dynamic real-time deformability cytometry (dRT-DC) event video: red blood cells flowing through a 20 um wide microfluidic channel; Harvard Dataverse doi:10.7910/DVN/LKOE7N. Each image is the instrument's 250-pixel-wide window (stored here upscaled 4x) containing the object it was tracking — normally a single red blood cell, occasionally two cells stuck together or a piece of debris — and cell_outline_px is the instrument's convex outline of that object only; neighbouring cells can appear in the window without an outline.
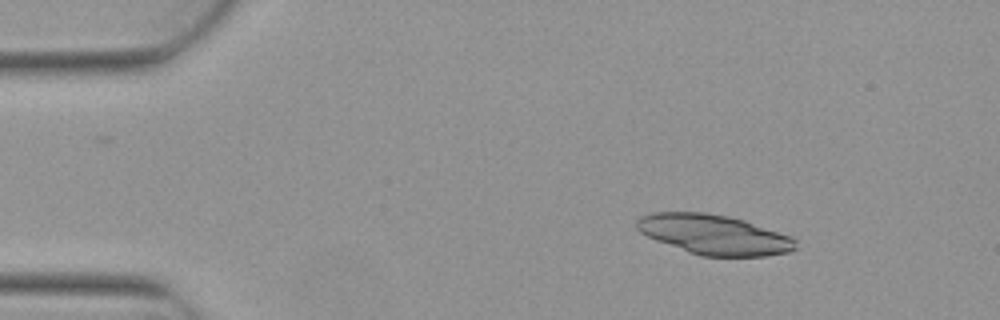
{"species": "Egyptian fruit bat (a non-hibernating species)", "species_latin": "Rousettus aegyptiacus", "temperature_condition": "warm", "stored_images_in_passage": 3, "camera_frame_rate_fps": 3000, "um_per_image_px": 0.085, "animal": {"sex": "female"}, "frame": {"image": 1, "passage_image": 1, "time_ms": 0.0, "image_size_px": [1000, 320], "cell_outline_px": [[796, 248], [788, 252], [764, 256], [700, 256], [688, 252], [656, 240], [640, 232], [636, 228], [636, 220], [640, 216], [652, 212], [704, 212], [728, 216], [744, 220], [792, 236], [796, 240]], "centroid_in_image_um": [60.68, 19.93], "position_along_channel_um": 24.3, "area_um2": 36.93}}